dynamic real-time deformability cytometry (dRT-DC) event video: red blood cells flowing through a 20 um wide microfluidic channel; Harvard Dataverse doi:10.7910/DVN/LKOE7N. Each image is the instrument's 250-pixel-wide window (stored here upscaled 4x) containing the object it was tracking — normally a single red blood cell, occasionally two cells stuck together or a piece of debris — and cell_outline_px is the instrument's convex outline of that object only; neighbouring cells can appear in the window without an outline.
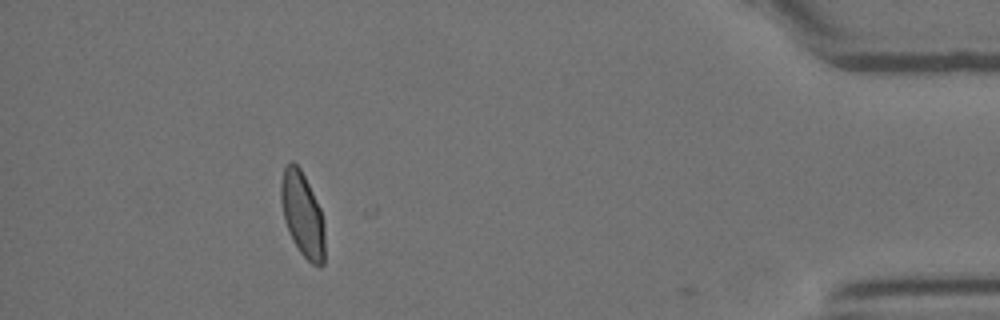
{"species": "Egyptian fruit bat (a non-hibernating species)", "species_latin": "Rousettus aegyptiacus", "temperature_condition": "room temperature", "stored_images_in_passage": 36, "camera_frame_rate_fps": 3000, "um_per_image_px": 0.085, "animal": {"sex": "female"}, "frame": {"image": 1, "passage_image": 31, "time_ms": 10.0, "image_size_px": [1000, 320], "cell_outline_px": [[324, 264], [320, 268], [312, 264], [300, 252], [292, 240], [284, 220], [280, 200], [280, 184], [284, 168], [292, 160], [300, 168], [320, 208], [324, 224]], "centroid_in_image_um": [25.7, 18.25], "position_along_channel_um": 409.5, "area_um2": 21.56}}